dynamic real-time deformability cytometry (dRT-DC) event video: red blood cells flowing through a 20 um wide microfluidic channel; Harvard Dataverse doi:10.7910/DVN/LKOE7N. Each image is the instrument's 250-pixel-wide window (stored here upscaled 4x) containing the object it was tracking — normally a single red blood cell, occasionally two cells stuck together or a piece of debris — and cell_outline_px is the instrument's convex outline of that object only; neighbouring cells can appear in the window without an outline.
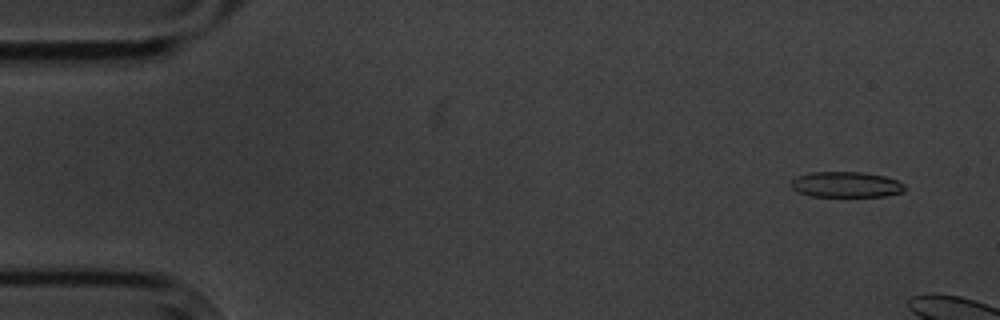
{"species": "common noctule bat (a hibernating species)", "species_latin": "Nyctalus noctula", "temperature_condition": "cold", "stored_images_in_passage": 5, "camera_frame_rate_fps": 3000, "um_per_image_px": 0.085, "animal": {"sex": "male", "body_mass_g": 20.1, "forearm_length_mm": 53.5}, "frame": {"image": 1, "passage_image": 2, "time_ms": 1.0, "image_size_px": [1000, 320], "cell_outline_px": [[904, 192], [884, 196], [812, 196], [800, 192], [792, 188], [788, 184], [796, 176], [812, 172], [864, 172], [884, 176], [896, 180], [904, 184]], "centroid_in_image_um": [71.9, 15.68], "position_along_channel_um": 13.1, "area_um2": 16.94}}